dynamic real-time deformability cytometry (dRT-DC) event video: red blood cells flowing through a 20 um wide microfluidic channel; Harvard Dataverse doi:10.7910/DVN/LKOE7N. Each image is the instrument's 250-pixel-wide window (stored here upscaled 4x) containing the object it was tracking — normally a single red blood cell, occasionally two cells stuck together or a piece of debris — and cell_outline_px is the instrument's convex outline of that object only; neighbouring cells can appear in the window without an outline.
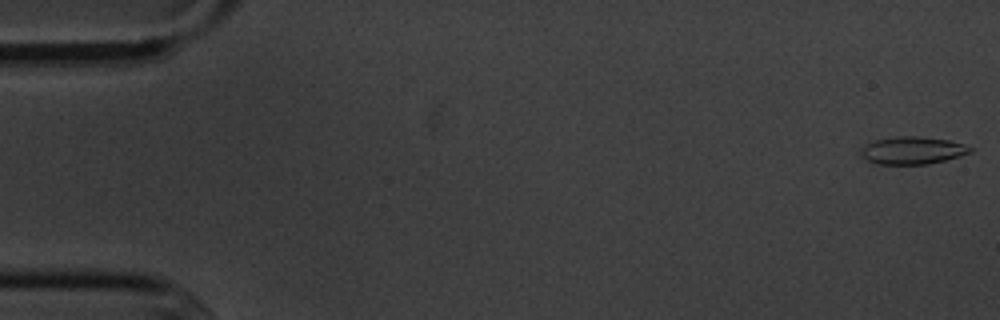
{"species": "common noctule bat (a hibernating species)", "species_latin": "Nyctalus noctula", "temperature_condition": "cold", "stored_images_in_passage": 5, "segment_of_instrument_passage": [2, 2], "camera_frame_rate_fps": 3000, "um_per_image_px": 0.085, "animal": {"sex": "male", "body_mass_g": 20.1, "forearm_length_mm": 53.5}, "frame": {"image": 1, "passage_image": 5, "time_ms": 5.667, "image_size_px": [1000, 320], "cell_outline_px": [[972, 152], [960, 156], [928, 164], [876, 164], [860, 156], [860, 148], [876, 140], [896, 136], [920, 136], [948, 140], [964, 144], [972, 148]], "centroid_in_image_um": [77.55, 12.78], "position_along_channel_um": 7.4, "area_um2": 17.51}}